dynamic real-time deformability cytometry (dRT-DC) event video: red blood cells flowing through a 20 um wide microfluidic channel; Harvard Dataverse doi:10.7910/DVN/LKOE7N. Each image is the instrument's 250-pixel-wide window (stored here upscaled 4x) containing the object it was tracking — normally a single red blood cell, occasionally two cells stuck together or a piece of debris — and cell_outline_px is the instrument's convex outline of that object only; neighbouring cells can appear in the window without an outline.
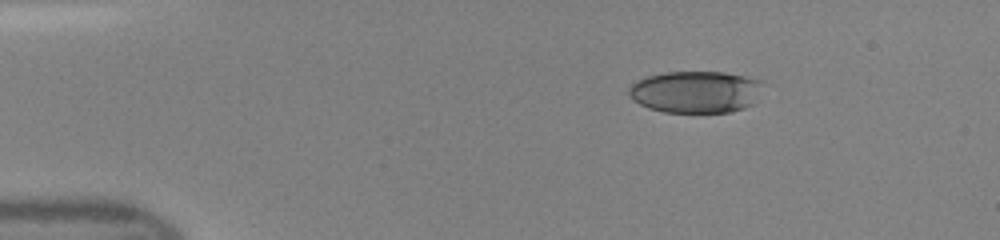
{"species": "human", "species_latin": "Homo sapiens", "temperature_condition": "room temperature", "stored_images_in_passage": 4, "camera_frame_rate_fps": 3000, "um_per_image_px": 0.085, "donor": {"sex": "female"}, "frame": {"image": 1, "passage_image": 1, "time_ms": 0.0, "image_size_px": [1000, 240], "cell_outline_px": [[764, 80], [752, 104], [744, 108], [732, 112], [664, 112], [648, 108], [632, 100], [628, 92], [628, 88], [636, 80], [648, 76], [664, 72], [724, 72]], "centroid_in_image_um": [59.1, 7.8], "position_along_channel_um": 25.9, "area_um2": 32.83}}
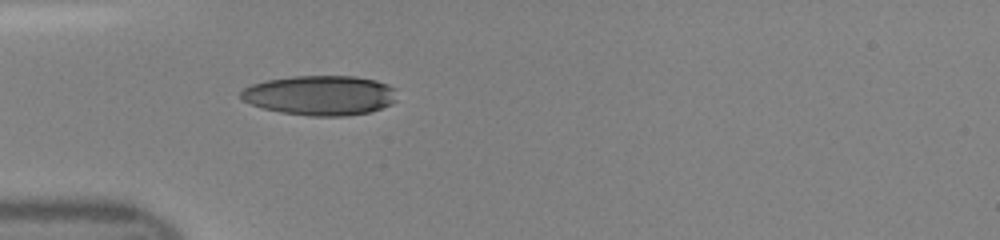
{"frame": {"image": 2, "passage_image": 4, "time_ms": 1.0, "image_size_px": [1000, 240], "cell_outline_px": [[396, 100], [392, 104], [368, 112], [344, 116], [308, 116], [280, 112], [264, 108], [252, 104], [244, 100], [240, 96], [240, 92], [244, 88], [252, 84], [268, 80], [292, 76], [356, 76], [376, 80], [388, 84], [396, 88]], "centroid_in_image_um": [27.25, 8.1], "position_along_channel_um": 57.7, "area_um2": 36.24}}